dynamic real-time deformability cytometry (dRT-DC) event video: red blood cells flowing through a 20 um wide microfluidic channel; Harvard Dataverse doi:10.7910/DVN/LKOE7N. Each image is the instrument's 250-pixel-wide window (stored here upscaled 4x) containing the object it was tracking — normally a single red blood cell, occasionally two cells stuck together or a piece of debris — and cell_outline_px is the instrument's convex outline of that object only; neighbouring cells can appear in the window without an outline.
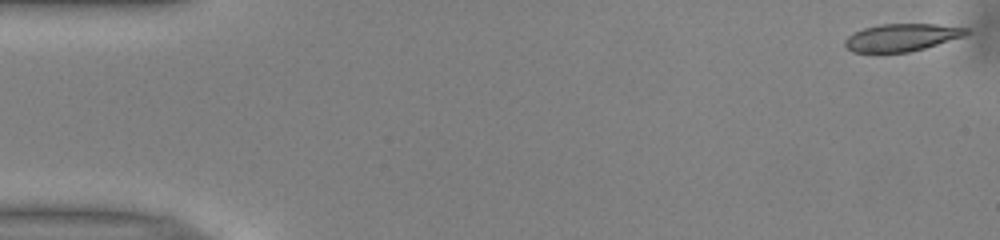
{"species": "common noctule bat (a hibernating species)", "species_latin": "Nyctalus noctula", "temperature_condition": "warm", "stored_images_in_passage": 41, "camera_frame_rate_fps": 3000, "um_per_image_px": 0.085, "animal": {"sex": "male", "body_mass_g": 13.0, "forearm_length_mm": 53.1}, "frame": {"image": 1, "passage_image": 1, "time_ms": 0.0, "image_size_px": [1000, 240], "cell_outline_px": [[968, 32], [964, 36], [924, 48], [908, 52], [852, 52], [844, 44], [844, 40], [848, 36], [864, 28], [880, 24], [936, 24], [968, 28]], "centroid_in_image_um": [76.63, 3.18], "position_along_channel_um": 8.4, "area_um2": 19.19}}
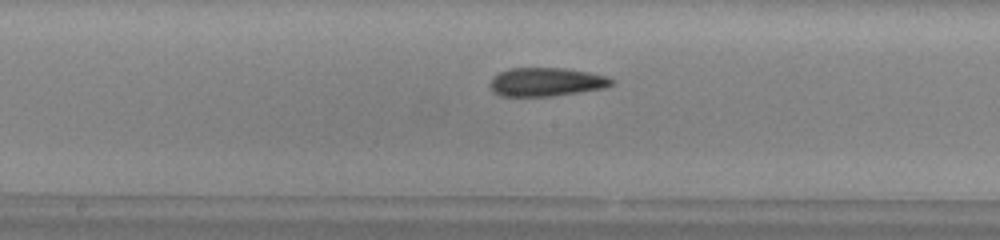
{"frame": {"image": 2, "passage_image": 26, "time_ms": 8.333, "image_size_px": [1000, 240], "cell_outline_px": [[616, 80], [612, 84], [604, 88], [552, 96], [500, 96], [492, 92], [488, 84], [492, 76], [508, 68], [564, 68], [588, 72], [608, 76]], "centroid_in_image_um": [46.39, 6.96], "position_along_channel_um": 201.8, "area_um2": 20.46}}
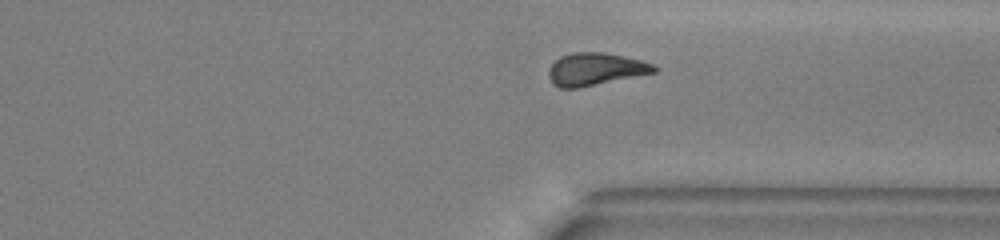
{"frame": {"image": 3, "passage_image": 38, "time_ms": 12.333, "image_size_px": [1000, 240], "cell_outline_px": [[660, 68], [656, 72], [576, 88], [560, 88], [552, 84], [548, 76], [548, 68], [560, 56], [572, 52], [604, 52], [624, 56], [640, 60], [652, 64]], "centroid_in_image_um": [50.58, 5.87], "position_along_channel_um": 360.8, "area_um2": 19.94}, "authors_computed_cell_mechanics": {"area_um2": 20.2878, "velocity_mm_per_s": 3.9725, "shape_relaxation_time_tau1_ms": null, "shape_relaxation_time_tau2_ms": 3.6185, "deformation_change_tau1": null, "deformation_change_tau2": 0.111}}